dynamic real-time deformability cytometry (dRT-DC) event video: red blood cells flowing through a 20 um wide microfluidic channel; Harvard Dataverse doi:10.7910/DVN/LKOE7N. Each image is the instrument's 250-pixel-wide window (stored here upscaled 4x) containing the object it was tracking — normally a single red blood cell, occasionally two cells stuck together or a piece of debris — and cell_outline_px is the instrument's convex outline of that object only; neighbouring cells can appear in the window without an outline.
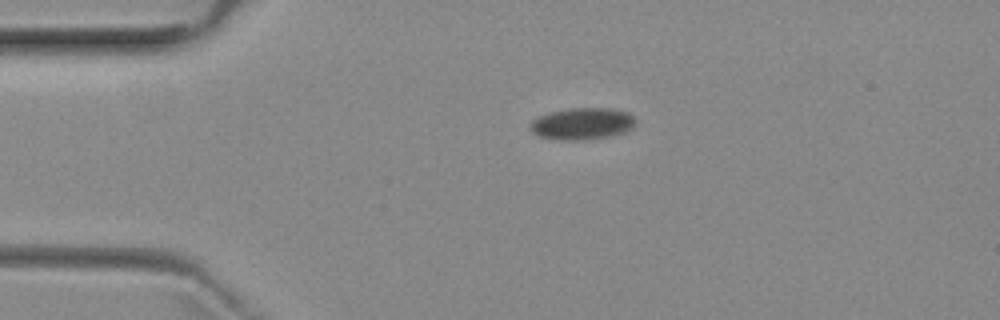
{"species": "common noctule bat (a hibernating species)", "species_latin": "Nyctalus noctula", "temperature_condition": "room temperature", "stored_images_in_passage": 3, "camera_frame_rate_fps": 3000, "um_per_image_px": 0.085, "animal": {"sex": "female", "body_mass_g": 29.2, "forearm_length_mm": 56.3}, "frame": {"image": 1, "passage_image": 3, "time_ms": 2.333, "image_size_px": [1000, 320], "cell_outline_px": [[632, 128], [624, 132], [608, 136], [584, 140], [560, 140], [540, 136], [532, 132], [532, 120], [548, 112], [568, 108], [608, 108], [628, 112], [632, 116]], "centroid_in_image_um": [49.46, 10.51], "position_along_channel_um": 35.5, "area_um2": 19.19}}